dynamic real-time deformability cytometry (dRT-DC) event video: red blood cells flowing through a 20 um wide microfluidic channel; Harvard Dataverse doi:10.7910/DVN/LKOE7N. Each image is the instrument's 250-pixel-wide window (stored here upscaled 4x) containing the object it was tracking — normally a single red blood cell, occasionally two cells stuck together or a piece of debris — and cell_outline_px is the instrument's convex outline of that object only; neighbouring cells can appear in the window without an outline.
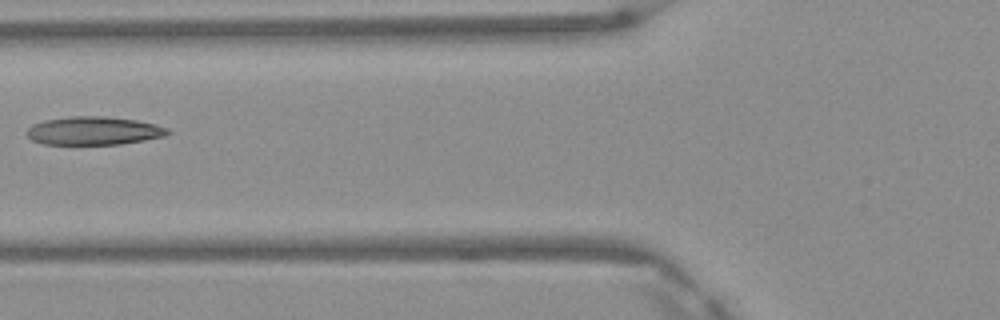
{"species": "Egyptian fruit bat (a non-hibernating species)", "species_latin": "Rousettus aegyptiacus", "temperature_condition": "warm", "stored_images_in_passage": 7, "camera_frame_rate_fps": 3000, "um_per_image_px": 0.085, "frame": {"image": 1, "passage_image": 6, "time_ms": 1.667, "image_size_px": [1000, 320], "cell_outline_px": [[172, 132], [164, 136], [144, 140], [120, 144], [44, 144], [32, 140], [28, 136], [28, 128], [32, 124], [44, 120], [72, 116], [104, 116], [136, 120], [156, 124], [168, 128]], "centroid_in_image_um": [7.99, 11.11], "position_along_channel_um": 117.8, "area_um2": 23.18}}
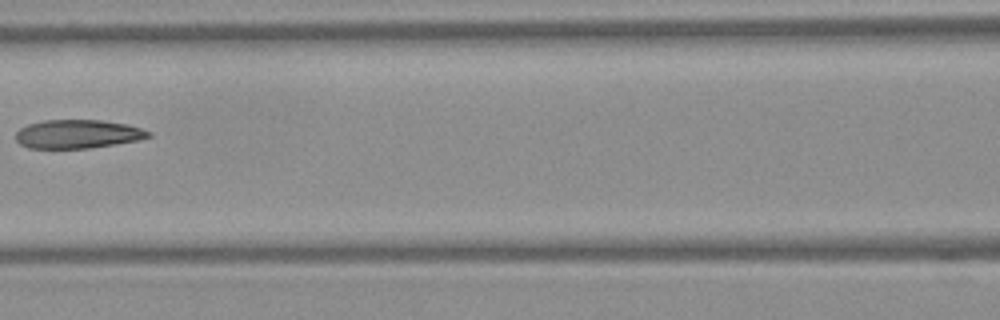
{"frame": {"image": 2, "passage_image": 7, "time_ms": 2.0, "image_size_px": [1000, 320], "cell_outline_px": [[152, 136], [140, 140], [88, 148], [28, 148], [20, 144], [16, 140], [16, 132], [20, 128], [28, 124], [44, 120], [104, 120], [128, 124], [152, 132]], "centroid_in_image_um": [6.63, 11.39], "position_along_channel_um": 160.0, "area_um2": 22.25}}